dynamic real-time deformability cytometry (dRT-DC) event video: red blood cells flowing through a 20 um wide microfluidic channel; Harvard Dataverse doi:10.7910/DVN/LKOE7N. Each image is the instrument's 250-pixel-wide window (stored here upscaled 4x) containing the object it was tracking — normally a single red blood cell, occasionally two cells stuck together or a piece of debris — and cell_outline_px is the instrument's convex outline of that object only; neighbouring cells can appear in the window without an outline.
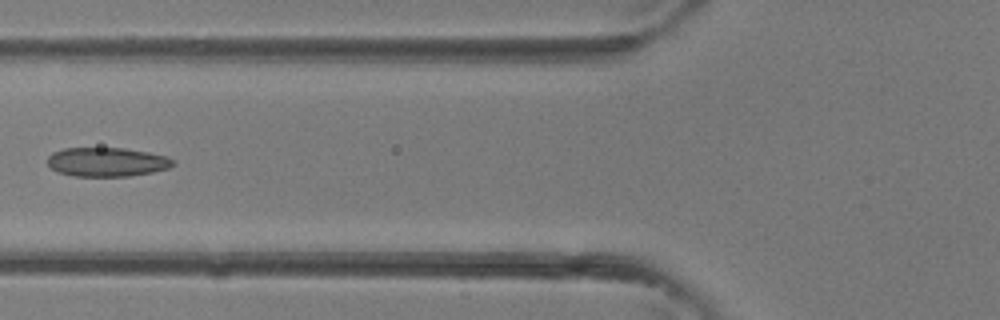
{"species": "common noctule bat (a hibernating species)", "species_latin": "Nyctalus noctula", "temperature_condition": "room temperature", "stored_images_in_passage": 5, "camera_frame_rate_fps": 3000, "um_per_image_px": 0.085, "animal": {"sex": "female"}, "frame": {"image": 1, "passage_image": 5, "time_ms": 1.333, "image_size_px": [1000, 320], "cell_outline_px": [[176, 164], [168, 168], [152, 172], [128, 176], [72, 176], [56, 172], [48, 164], [48, 156], [52, 152], [64, 148], [124, 148], [148, 152], [168, 156], [176, 160]], "centroid_in_image_um": [9.1, 13.76], "position_along_channel_um": 116.7, "area_um2": 21.44}}